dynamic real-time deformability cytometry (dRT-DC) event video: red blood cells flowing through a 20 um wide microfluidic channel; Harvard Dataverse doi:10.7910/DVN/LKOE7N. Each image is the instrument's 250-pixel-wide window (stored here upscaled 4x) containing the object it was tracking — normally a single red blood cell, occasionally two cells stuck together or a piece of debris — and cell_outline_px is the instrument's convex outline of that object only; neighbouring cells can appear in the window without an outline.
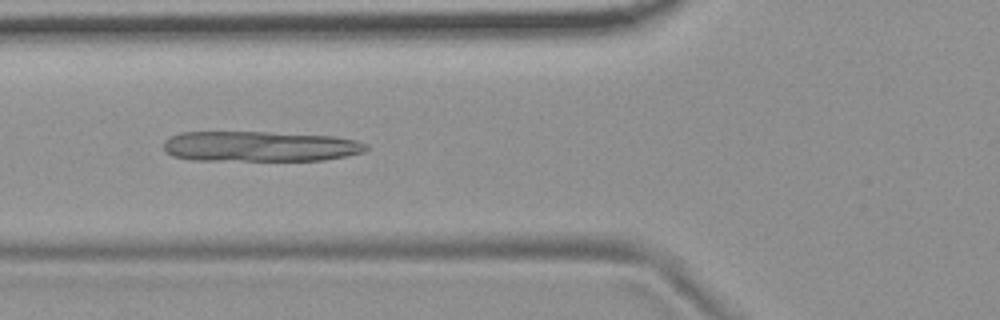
{"species": "common noctule bat (a hibernating species)", "species_latin": "Nyctalus noctula", "temperature_condition": "room temperature", "stored_images_in_passage": 4, "camera_frame_rate_fps": 3000, "um_per_image_px": 0.085, "animal": {"sex": "female", "body_mass_g": 19.9}, "frame": {"image": 1, "passage_image": 3, "time_ms": 0.667, "image_size_px": [1000, 320], "cell_outline_px": [[368, 148], [364, 152], [348, 156], [324, 160], [192, 160], [172, 156], [164, 148], [164, 140], [168, 136], [180, 132], [268, 132], [336, 136], [356, 140], [368, 144]], "centroid_in_image_um": [22.11, 12.44], "position_along_channel_um": 103.7, "area_um2": 36.13}}
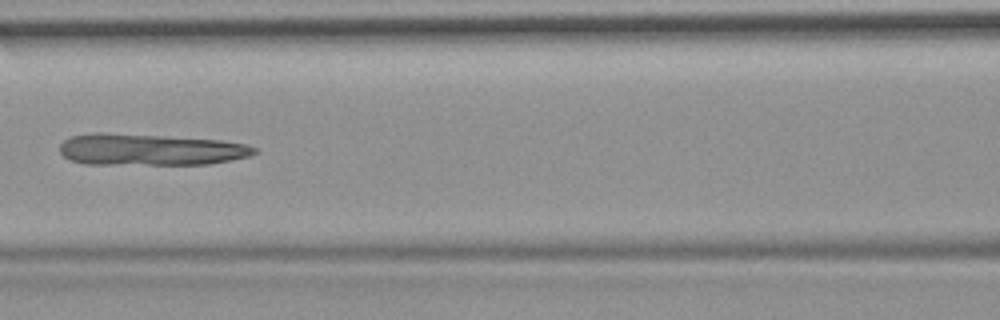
{"frame": {"image": 2, "passage_image": 4, "time_ms": 1.0, "image_size_px": [1000, 320], "cell_outline_px": [[260, 152], [248, 156], [208, 164], [84, 164], [72, 160], [64, 156], [60, 152], [60, 144], [64, 140], [72, 136], [92, 132], [104, 132], [220, 140], [244, 144], [256, 148]], "centroid_in_image_um": [12.72, 12.71], "position_along_channel_um": 153.9, "area_um2": 35.66}}